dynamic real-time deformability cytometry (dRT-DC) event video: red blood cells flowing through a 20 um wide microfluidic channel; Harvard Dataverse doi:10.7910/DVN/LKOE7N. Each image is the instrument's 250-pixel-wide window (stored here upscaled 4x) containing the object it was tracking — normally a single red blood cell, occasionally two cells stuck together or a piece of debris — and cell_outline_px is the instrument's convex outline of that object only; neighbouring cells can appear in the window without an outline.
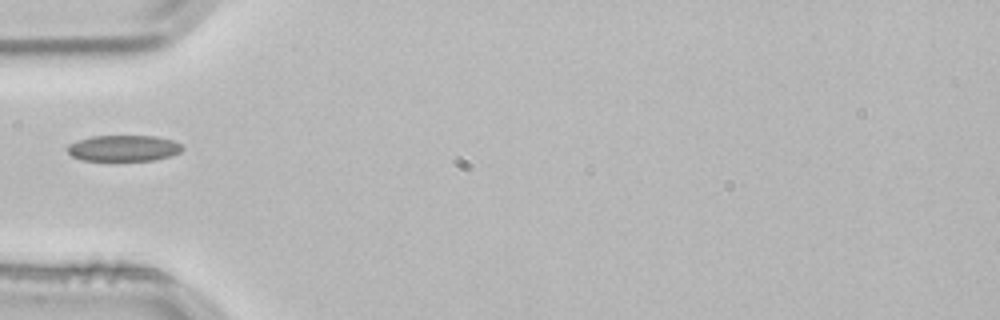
{"species": "common noctule bat (a hibernating species)", "species_latin": "Nyctalus noctula", "temperature_condition": "room temperature", "stored_images_in_passage": 3, "camera_frame_rate_fps": 3000, "um_per_image_px": 0.085, "animal": {"sex": "male", "body_mass_g": 21.5, "forearm_length_mm": 52.0}, "frame": {"image": 1, "passage_image": 3, "time_ms": 0.667, "image_size_px": [1000, 320], "cell_outline_px": [[184, 148], [180, 152], [168, 156], [152, 160], [80, 160], [72, 156], [68, 152], [68, 144], [92, 136], [156, 136], [172, 140], [184, 144]], "centroid_in_image_um": [10.53, 12.59], "position_along_channel_um": 74.5, "area_um2": 17.34}}